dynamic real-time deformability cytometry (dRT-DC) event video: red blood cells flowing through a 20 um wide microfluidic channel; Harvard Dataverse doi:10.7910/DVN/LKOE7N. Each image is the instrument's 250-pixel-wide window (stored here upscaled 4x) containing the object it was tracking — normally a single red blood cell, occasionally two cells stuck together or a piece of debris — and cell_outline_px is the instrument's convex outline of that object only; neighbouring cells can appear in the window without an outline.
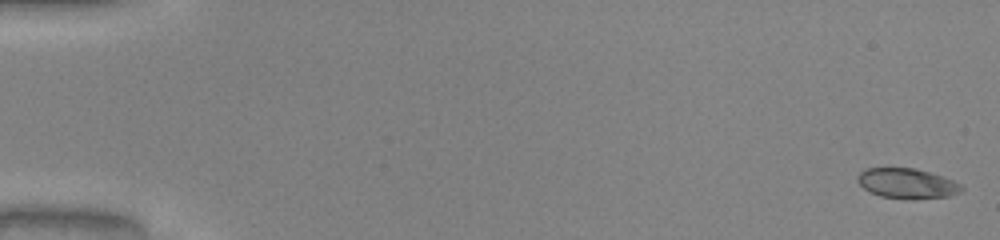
{"species": "common noctule bat (a hibernating species)", "species_latin": "Nyctalus noctula", "temperature_condition": "warm", "stored_images_in_passage": 51, "camera_frame_rate_fps": 3000, "um_per_image_px": 0.085, "animal": {"sex": "male", "body_mass_g": 20.0, "forearm_length_mm": 53.3}, "frame": {"image": 1, "passage_image": 1, "time_ms": 0.0, "image_size_px": [1000, 240], "cell_outline_px": [[964, 188], [960, 192], [948, 196], [908, 200], [880, 196], [864, 188], [856, 180], [856, 176], [864, 168], [916, 168], [952, 180], [960, 184]], "centroid_in_image_um": [77.07, 15.6], "position_along_channel_um": 7.9, "area_um2": 18.21}}
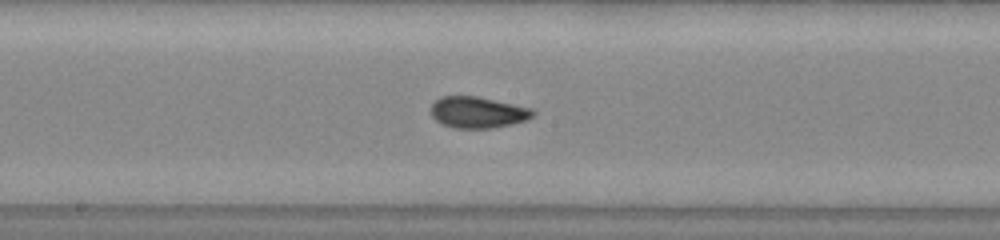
{"frame": {"image": 2, "passage_image": 28, "time_ms": 9.0, "image_size_px": [1000, 240], "cell_outline_px": [[536, 112], [528, 120], [512, 124], [492, 128], [456, 128], [444, 124], [436, 120], [432, 116], [432, 104], [440, 96], [476, 96], [532, 108]], "centroid_in_image_um": [40.64, 9.55], "position_along_channel_um": 207.6, "area_um2": 18.5}}
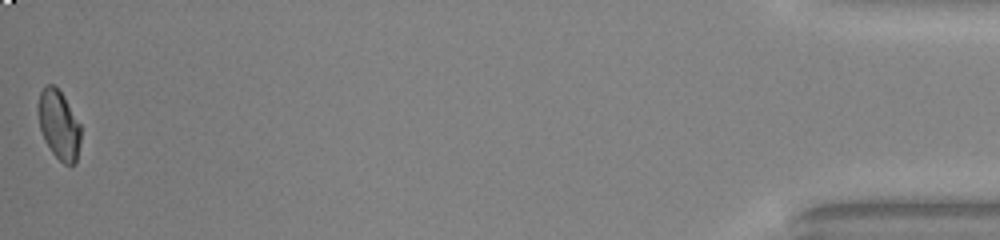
{"frame": {"image": 3, "passage_image": 51, "time_ms": 16.667, "image_size_px": [1000, 240], "cell_outline_px": [[80, 140], [76, 160], [72, 164], [64, 164], [52, 152], [44, 140], [40, 128], [36, 108], [40, 92], [48, 84], [52, 84], [64, 96], [80, 124]], "centroid_in_image_um": [4.97, 10.59], "position_along_channel_um": 430.2, "area_um2": 16.99}, "authors_computed_cell_mechanics": {"area_um2": 18.2648, "velocity_mm_per_s": 4.089, "shape_relaxation_time_tau1_ms": 9.705, "shape_relaxation_time_tau2_ms": 0.6011, "deformation_change_tau1": 0.2084, "deformation_change_tau2": 0.0385}}